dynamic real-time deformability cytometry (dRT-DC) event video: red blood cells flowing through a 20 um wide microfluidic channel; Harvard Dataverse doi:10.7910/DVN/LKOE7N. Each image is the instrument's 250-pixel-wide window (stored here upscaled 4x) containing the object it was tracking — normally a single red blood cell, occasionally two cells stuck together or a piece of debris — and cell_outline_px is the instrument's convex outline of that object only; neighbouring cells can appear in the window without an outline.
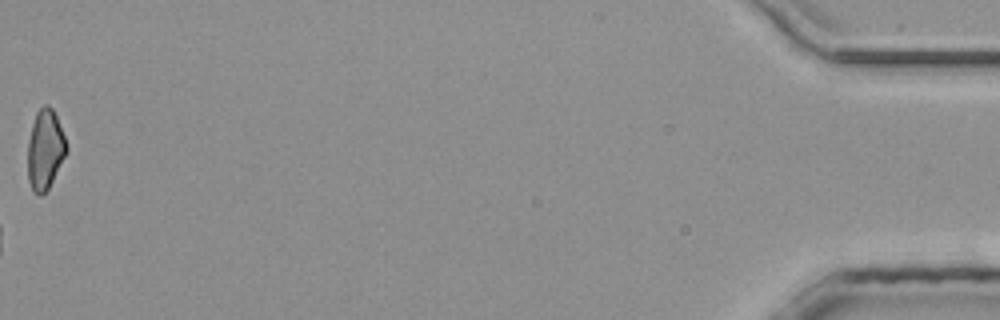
{"species": "common noctule bat (a hibernating species)", "species_latin": "Nyctalus noctula", "temperature_condition": "room temperature", "stored_images_in_passage": 43, "camera_frame_rate_fps": 3000, "um_per_image_px": 0.085, "animal": {"sex": "male", "body_mass_g": 20.4}, "frame": {"image": 1, "passage_image": 43, "time_ms": 14.0, "image_size_px": [1000, 320], "cell_outline_px": [[68, 152], [48, 188], [40, 196], [32, 192], [28, 180], [28, 140], [32, 124], [36, 112], [44, 104], [48, 104], [52, 108], [56, 116], [64, 136], [68, 148]], "centroid_in_image_um": [3.83, 12.72], "position_along_channel_um": 431.4, "area_um2": 18.09}}